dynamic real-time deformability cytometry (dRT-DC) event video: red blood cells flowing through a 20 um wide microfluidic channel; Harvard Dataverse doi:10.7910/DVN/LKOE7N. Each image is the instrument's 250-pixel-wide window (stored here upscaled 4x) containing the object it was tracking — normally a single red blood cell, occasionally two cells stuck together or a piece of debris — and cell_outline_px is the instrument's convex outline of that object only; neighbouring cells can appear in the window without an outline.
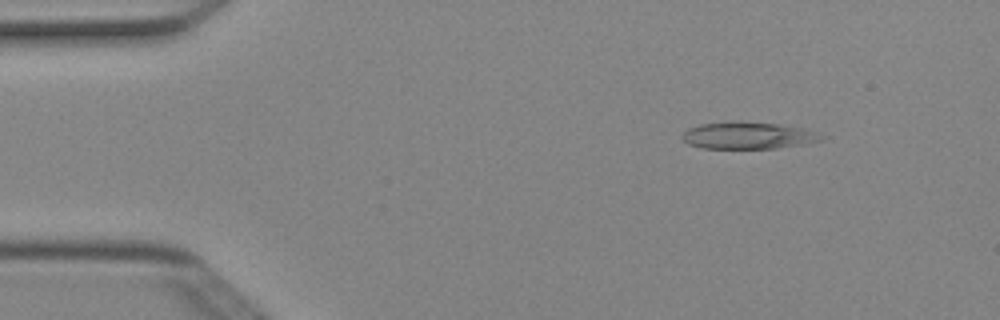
{"species": "Egyptian fruit bat (a non-hibernating species)", "species_latin": "Rousettus aegyptiacus", "temperature_condition": "cold", "stored_images_in_passage": 4, "camera_frame_rate_fps": 3000, "um_per_image_px": 0.085, "animal": {"sex": "female"}, "frame": {"image": 1, "passage_image": 2, "time_ms": 0.333, "image_size_px": [1000, 320], "cell_outline_px": [[832, 136], [824, 140], [804, 144], [776, 148], [704, 148], [688, 144], [680, 136], [688, 128], [700, 124], [780, 124], [804, 128]], "centroid_in_image_um": [63.72, 11.56], "position_along_channel_um": 21.3, "area_um2": 21.21}}